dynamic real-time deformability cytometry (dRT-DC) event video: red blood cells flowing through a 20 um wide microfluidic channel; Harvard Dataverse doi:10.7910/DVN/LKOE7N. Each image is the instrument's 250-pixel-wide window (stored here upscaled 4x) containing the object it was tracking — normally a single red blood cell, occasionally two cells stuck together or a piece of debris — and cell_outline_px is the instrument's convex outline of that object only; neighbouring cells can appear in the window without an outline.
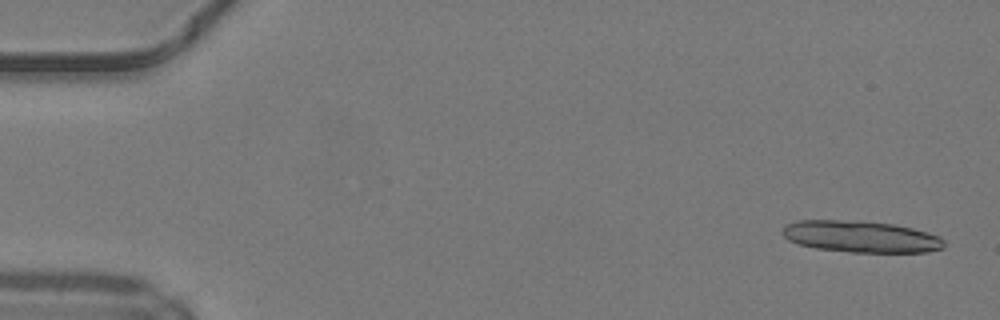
{"species": "common noctule bat (a hibernating species)", "species_latin": "Nyctalus noctula", "temperature_condition": "warm", "stored_images_in_passage": 14, "camera_frame_rate_fps": 3000, "um_per_image_px": 0.085, "animal": {"sex": "male", "body_mass_g": 19.2, "forearm_length_mm": 51.8}, "frame": {"image": 1, "passage_image": 2, "time_ms": 0.333, "image_size_px": [1000, 320], "cell_outline_px": [[944, 248], [928, 252], [848, 252], [816, 248], [796, 244], [788, 240], [780, 232], [784, 224], [800, 220], [860, 220], [892, 224], [912, 228], [940, 236], [944, 240]], "centroid_in_image_um": [73.13, 20.11], "position_along_channel_um": 11.9, "area_um2": 30.11}}